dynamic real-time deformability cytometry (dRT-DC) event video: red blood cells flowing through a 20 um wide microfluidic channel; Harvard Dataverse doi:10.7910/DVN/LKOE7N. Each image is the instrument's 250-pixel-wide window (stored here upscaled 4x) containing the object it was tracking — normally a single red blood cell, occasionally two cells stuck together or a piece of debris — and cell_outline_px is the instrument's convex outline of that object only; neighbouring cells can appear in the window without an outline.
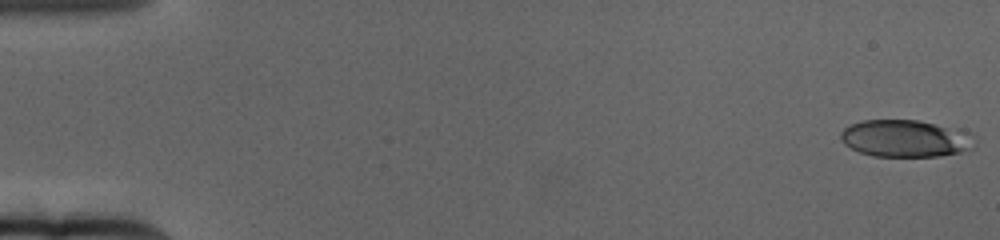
{"species": "human", "species_latin": "Homo sapiens", "temperature_condition": "cold", "stored_images_in_passage": 65, "camera_frame_rate_fps": 3000, "um_per_image_px": 0.085, "donor": {"sex": "female"}, "frame": {"image": 1, "passage_image": 1, "time_ms": 0.0, "image_size_px": [1000, 240], "cell_outline_px": [[976, 148], [960, 152], [940, 156], [872, 156], [860, 152], [844, 144], [840, 140], [840, 132], [844, 128], [852, 124], [864, 120], [916, 120], [960, 128], [972, 132], [976, 144]], "centroid_in_image_um": [77.03, 11.76], "position_along_channel_um": 8.0, "area_um2": 29.42}}
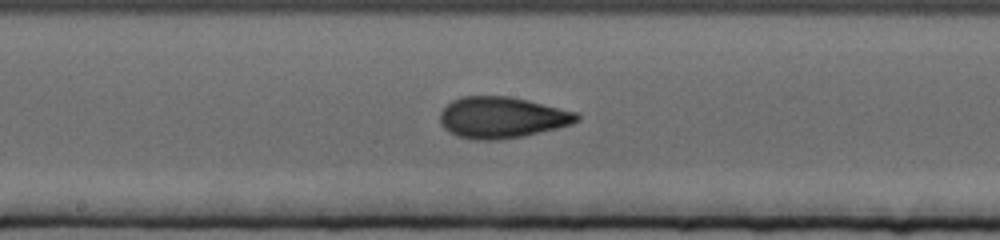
{"frame": {"image": 2, "passage_image": 35, "time_ms": 11.333, "image_size_px": [1000, 240], "cell_outline_px": [[580, 120], [572, 124], [560, 128], [524, 136], [500, 140], [476, 140], [456, 136], [448, 132], [440, 124], [440, 112], [452, 100], [460, 96], [508, 96], [528, 100], [580, 112]], "centroid_in_image_um": [42.7, 9.99], "position_along_channel_um": 205.5, "area_um2": 33.47}}
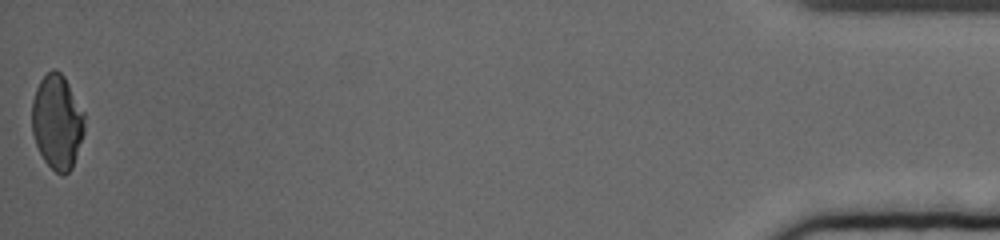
{"frame": {"image": 3, "passage_image": 65, "time_ms": 21.333, "image_size_px": [1000, 240], "cell_outline_px": [[84, 132], [72, 168], [64, 176], [60, 176], [44, 160], [36, 144], [32, 132], [32, 100], [36, 88], [40, 80], [52, 68], [56, 68], [64, 76], [84, 112]], "centroid_in_image_um": [4.86, 10.36], "position_along_channel_um": 430.3, "area_um2": 28.96}, "authors_computed_cell_mechanics": {"area_um2": 30.5184, "velocity_mm_per_s": 3.1382, "shape_relaxation_time_tau1_ms": 10.107, "shape_relaxation_time_tau2_ms": 1.656, "deformation_change_tau1": 0.2296, "deformation_change_tau2": 0.085}}